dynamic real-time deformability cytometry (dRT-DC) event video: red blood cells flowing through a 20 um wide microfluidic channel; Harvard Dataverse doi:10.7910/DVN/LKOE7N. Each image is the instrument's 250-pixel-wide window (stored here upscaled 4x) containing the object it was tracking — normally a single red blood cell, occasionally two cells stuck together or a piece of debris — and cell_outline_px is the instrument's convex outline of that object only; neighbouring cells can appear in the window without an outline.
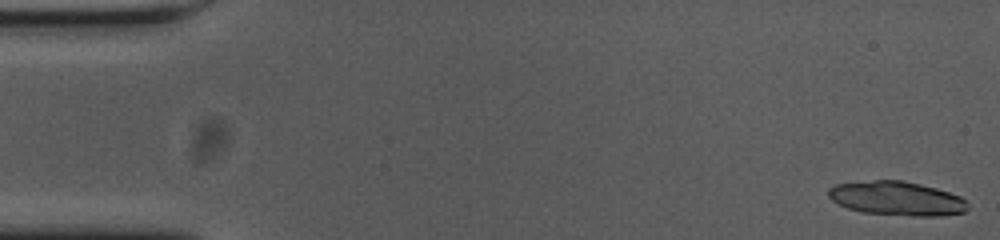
{"species": "common noctule bat (a hibernating species)", "species_latin": "Nyctalus noctula", "temperature_condition": "cold", "stored_images_in_passage": 55, "camera_frame_rate_fps": 3000, "um_per_image_px": 0.085, "animal": {"sex": "female", "body_mass_g": 23.0, "forearm_length_mm": 53.4}, "frame": {"image": 1, "passage_image": 1, "time_ms": 0.0, "image_size_px": [1000, 240], "cell_outline_px": [[968, 208], [964, 212], [940, 216], [912, 216], [860, 212], [848, 208], [832, 200], [828, 196], [828, 188], [836, 184], [876, 180], [900, 180], [920, 184], [936, 188], [960, 196], [968, 204]], "centroid_in_image_um": [76.22, 16.87], "position_along_channel_um": 8.8, "area_um2": 27.57}}
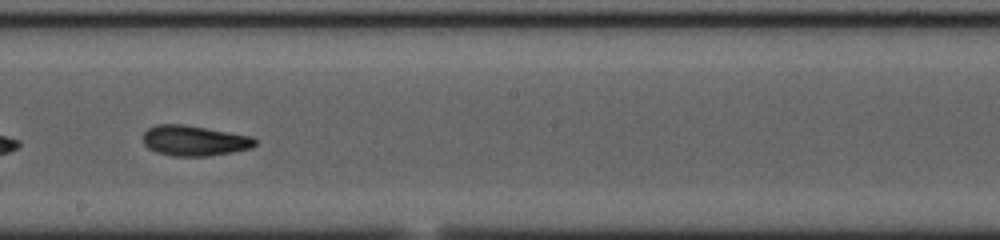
{"frame": {"image": 2, "passage_image": 31, "time_ms": 10.0, "image_size_px": [1000, 240], "cell_outline_px": [[256, 144], [252, 148], [232, 152], [208, 156], [172, 156], [156, 152], [148, 148], [144, 144], [144, 132], [148, 128], [156, 124], [184, 124], [252, 136], [256, 140]], "centroid_in_image_um": [16.52, 11.95], "position_along_channel_um": 231.7, "area_um2": 19.88}}
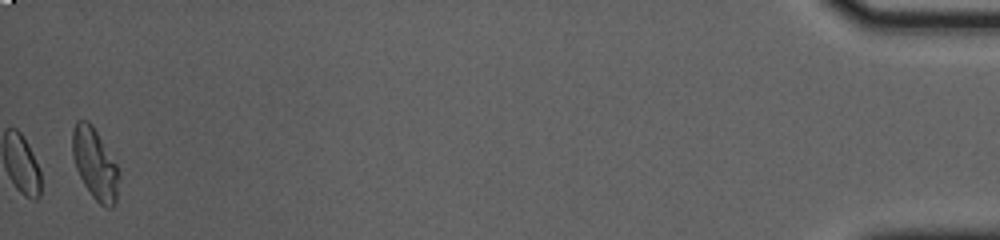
{"frame": {"image": 3, "passage_image": 55, "time_ms": 18.0, "image_size_px": [1000, 240], "cell_outline_px": [[120, 176], [116, 204], [112, 208], [108, 208], [100, 204], [92, 196], [84, 184], [76, 168], [72, 156], [72, 128], [76, 120], [88, 120], [92, 124], [116, 164]], "centroid_in_image_um": [8.07, 13.93], "position_along_channel_um": 427.1, "area_um2": 19.36}, "authors_computed_cell_mechanics": {"area_um2": 19.8254, "velocity_mm_per_s": 3.6364, "shape_relaxation_time_tau1_ms": 3.7596, "shape_relaxation_time_tau2_ms": 2.8597, "deformation_change_tau1": 0.1474, "deformation_change_tau2": 0.1022}}